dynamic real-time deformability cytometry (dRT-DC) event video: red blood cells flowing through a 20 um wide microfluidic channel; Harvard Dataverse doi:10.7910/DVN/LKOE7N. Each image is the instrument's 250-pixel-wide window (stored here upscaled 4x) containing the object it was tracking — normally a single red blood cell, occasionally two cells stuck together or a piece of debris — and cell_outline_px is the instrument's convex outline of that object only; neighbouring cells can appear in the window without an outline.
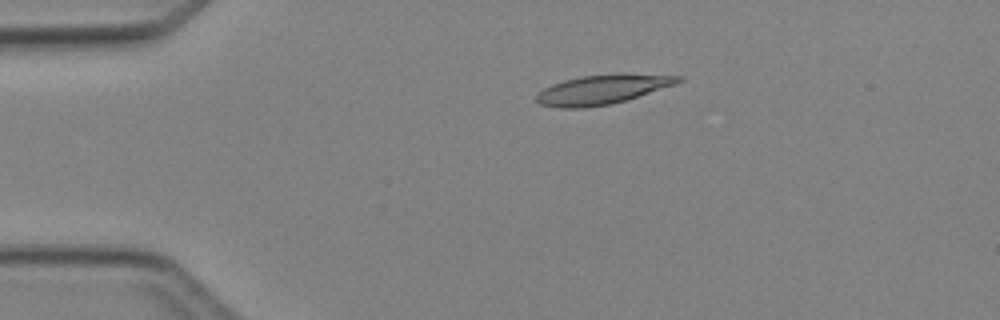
{"species": "Egyptian fruit bat (a non-hibernating species)", "species_latin": "Rousettus aegyptiacus", "temperature_condition": "cold", "stored_images_in_passage": 4, "camera_frame_rate_fps": 3000, "um_per_image_px": 0.085, "animal": {"sex": "female"}, "frame": {"image": 1, "passage_image": 3, "time_ms": 2.333, "image_size_px": [1000, 320], "cell_outline_px": [[684, 80], [676, 84], [612, 104], [584, 108], [560, 108], [540, 104], [536, 100], [536, 96], [544, 88], [552, 84], [564, 80], [580, 76], [684, 76]], "centroid_in_image_um": [51.1, 7.66], "position_along_channel_um": 33.9, "area_um2": 23.12}}
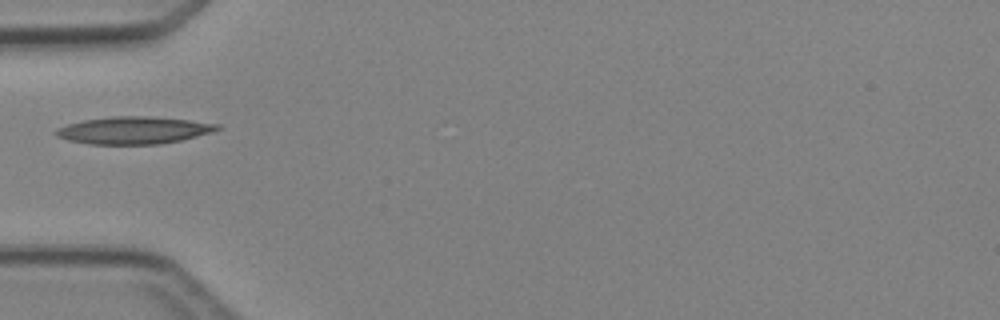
{"frame": {"image": 2, "passage_image": 4, "time_ms": 4.333, "image_size_px": [1000, 320], "cell_outline_px": [[224, 128], [212, 132], [180, 140], [160, 144], [88, 144], [68, 140], [56, 136], [56, 128], [68, 124], [84, 120], [112, 116], [148, 116], [188, 120], [220, 124]], "centroid_in_image_um": [11.38, 11.07], "position_along_channel_um": 73.6, "area_um2": 25.61}}